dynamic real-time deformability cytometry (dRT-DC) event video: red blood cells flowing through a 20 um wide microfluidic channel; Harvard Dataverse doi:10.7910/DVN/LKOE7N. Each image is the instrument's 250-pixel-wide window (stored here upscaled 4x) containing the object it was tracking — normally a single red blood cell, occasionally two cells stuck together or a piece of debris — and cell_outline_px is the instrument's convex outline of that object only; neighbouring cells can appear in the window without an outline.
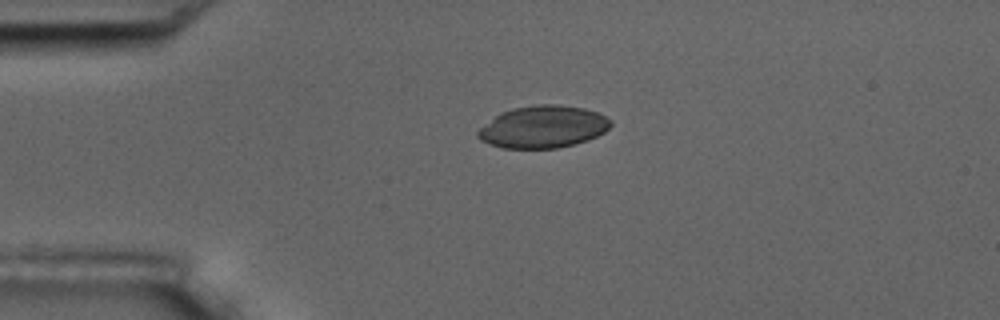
{"species": "common noctule bat (a hibernating species)", "species_latin": "Nyctalus noctula", "temperature_condition": "room temperature", "stored_images_in_passage": 44, "camera_frame_rate_fps": 3000, "um_per_image_px": 0.085, "animal": {"sex": "male", "body_mass_g": 17.5, "forearm_length_mm": 52.3}, "frame": {"image": 1, "passage_image": 1, "time_ms": 0.0, "image_size_px": [1000, 320], "cell_outline_px": [[612, 124], [604, 132], [588, 140], [556, 148], [504, 148], [480, 140], [476, 136], [476, 132], [480, 128], [500, 112], [512, 108], [536, 104], [560, 104], [584, 108], [596, 112], [612, 120]], "centroid_in_image_um": [46.15, 10.77], "position_along_channel_um": 38.8, "area_um2": 32.6}}
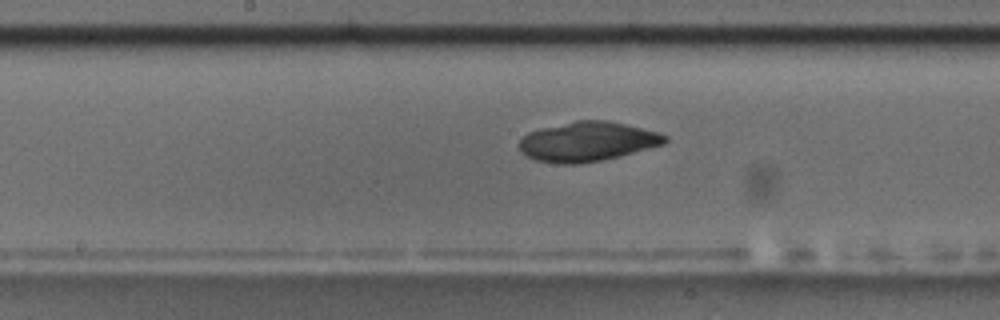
{"frame": {"image": 2, "passage_image": 17, "time_ms": 5.333, "image_size_px": [1000, 320], "cell_outline_px": [[668, 140], [664, 144], [600, 160], [576, 164], [560, 164], [536, 160], [520, 152], [520, 140], [528, 132], [540, 128], [576, 120], [608, 120], [660, 132], [668, 136]], "centroid_in_image_um": [49.93, 12.02], "position_along_channel_um": 198.3, "area_um2": 33.35}}
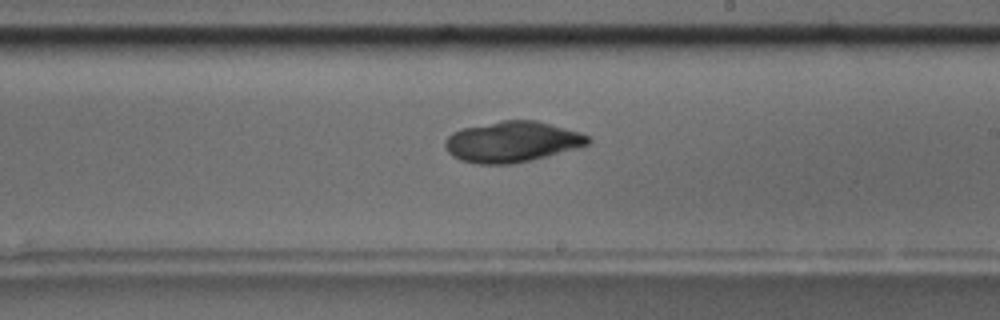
{"frame": {"image": 3, "passage_image": 21, "time_ms": 6.667, "image_size_px": [1000, 320], "cell_outline_px": [[592, 140], [588, 144], [576, 148], [512, 164], [476, 164], [460, 160], [452, 156], [444, 148], [444, 140], [452, 132], [460, 128], [500, 120], [536, 120], [580, 132], [592, 136]], "centroid_in_image_um": [43.48, 12.04], "position_along_channel_um": 245.5, "area_um2": 34.1}}